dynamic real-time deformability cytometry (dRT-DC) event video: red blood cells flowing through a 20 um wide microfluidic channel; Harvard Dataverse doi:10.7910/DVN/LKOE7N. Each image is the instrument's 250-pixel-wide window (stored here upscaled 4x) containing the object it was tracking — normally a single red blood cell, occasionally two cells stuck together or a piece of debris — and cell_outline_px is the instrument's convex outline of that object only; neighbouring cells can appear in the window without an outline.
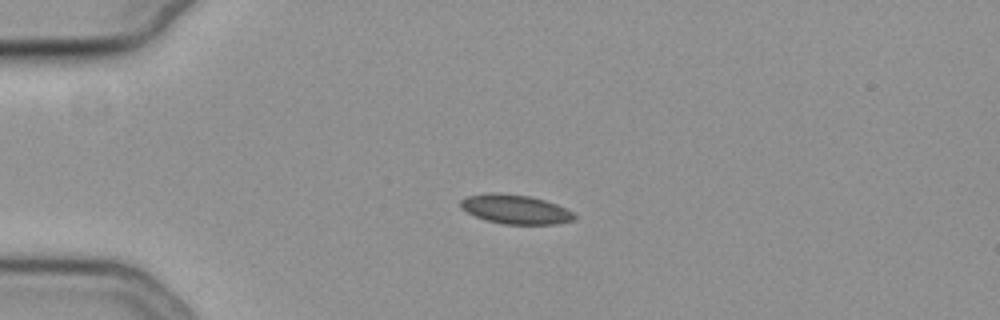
{"species": "common noctule bat (a hibernating species)", "species_latin": "Nyctalus noctula", "temperature_condition": "cold", "stored_images_in_passage": 35, "camera_frame_rate_fps": 3000, "um_per_image_px": 0.085, "animal": {"sex": "female", "body_mass_g": 19.3, "forearm_length_mm": 54.1}, "frame": {"image": 1, "passage_image": 1, "time_ms": 0.0, "image_size_px": [1000, 320], "cell_outline_px": [[576, 220], [556, 224], [504, 224], [484, 220], [460, 208], [460, 200], [468, 196], [492, 192], [528, 196], [544, 200], [556, 204], [572, 212], [576, 216]], "centroid_in_image_um": [43.8, 17.8], "position_along_channel_um": 41.2, "area_um2": 19.25}}
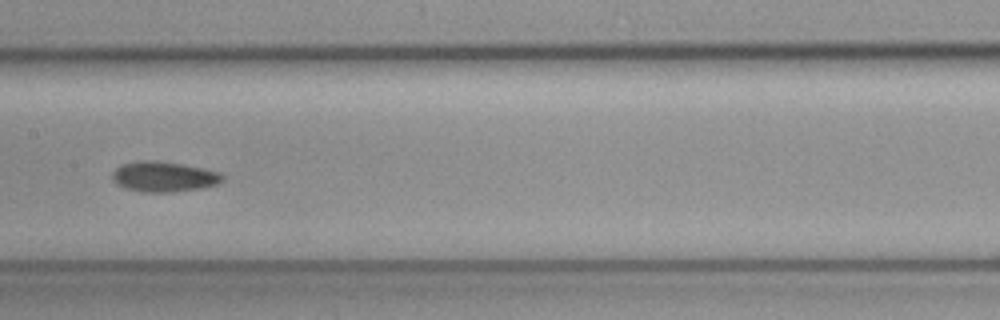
{"frame": {"image": 2, "passage_image": 16, "time_ms": 5.0, "image_size_px": [1000, 320], "cell_outline_px": [[224, 180], [216, 184], [200, 188], [172, 192], [140, 192], [124, 188], [116, 184], [112, 180], [112, 172], [120, 164], [144, 160], [152, 160], [184, 164], [204, 168], [220, 172], [224, 176]], "centroid_in_image_um": [13.9, 15.01], "position_along_channel_um": 193.5, "area_um2": 19.65}}
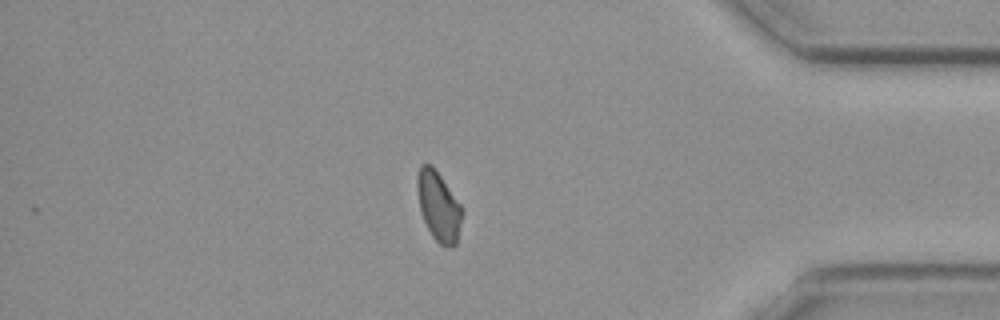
{"frame": {"image": 3, "passage_image": 35, "time_ms": 11.333, "image_size_px": [1000, 320], "cell_outline_px": [[464, 212], [456, 244], [452, 248], [448, 248], [440, 244], [432, 236], [424, 220], [420, 208], [416, 188], [416, 176], [420, 164], [432, 164], [460, 204]], "centroid_in_image_um": [37.28, 17.53], "position_along_channel_um": 397.9, "area_um2": 18.26}, "authors_computed_cell_mechanics": {"area_um2": 18.6116, "velocity_mm_per_s": 3.7261, "shape_relaxation_time_tau1_ms": null, "shape_relaxation_time_tau2_ms": 9.3035, "deformation_change_tau1": null, "deformation_change_tau2": 0.1036}}